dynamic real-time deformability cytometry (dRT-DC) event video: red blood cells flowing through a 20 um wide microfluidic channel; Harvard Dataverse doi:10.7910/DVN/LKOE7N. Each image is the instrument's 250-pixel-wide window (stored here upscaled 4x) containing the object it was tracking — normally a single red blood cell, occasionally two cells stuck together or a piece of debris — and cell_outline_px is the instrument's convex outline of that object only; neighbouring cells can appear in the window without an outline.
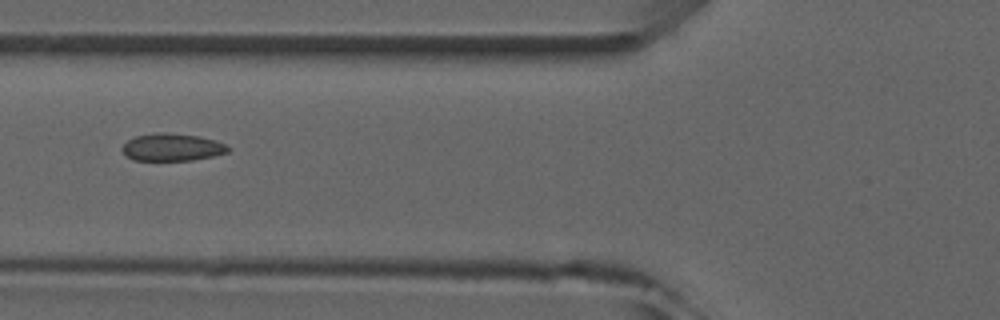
{"species": "common noctule bat (a hibernating species)", "species_latin": "Nyctalus noctula", "temperature_condition": "room temperature", "stored_images_in_passage": 5, "camera_frame_rate_fps": 3000, "um_per_image_px": 0.085, "animal": {"sex": "male", "forearm_length_mm": 52.5}, "frame": {"image": 1, "passage_image": 5, "time_ms": 5.667, "image_size_px": [1000, 320], "cell_outline_px": [[232, 148], [228, 152], [212, 156], [192, 160], [132, 160], [124, 156], [120, 148], [128, 140], [136, 136], [156, 132], [164, 132], [200, 136], [216, 140]], "centroid_in_image_um": [14.6, 12.51], "position_along_channel_um": 111.2, "area_um2": 17.11}}